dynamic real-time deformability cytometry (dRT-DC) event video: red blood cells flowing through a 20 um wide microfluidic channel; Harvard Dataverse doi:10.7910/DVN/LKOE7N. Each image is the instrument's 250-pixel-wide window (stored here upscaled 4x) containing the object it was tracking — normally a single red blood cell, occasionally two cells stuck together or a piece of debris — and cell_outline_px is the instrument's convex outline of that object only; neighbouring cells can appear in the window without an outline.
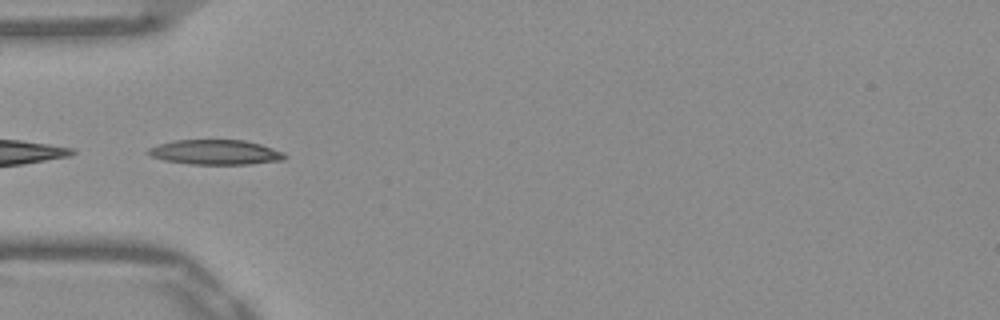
{"species": "Egyptian fruit bat (a non-hibernating species)", "species_latin": "Rousettus aegyptiacus", "temperature_condition": "warm", "stored_images_in_passage": 52, "segment_of_instrument_passage": [2, 2], "camera_frame_rate_fps": 3000, "um_per_image_px": 0.085, "frame": {"image": 1, "passage_image": 17, "time_ms": 5.333, "image_size_px": [1000, 320], "cell_outline_px": [[288, 156], [284, 160], [252, 164], [192, 164], [164, 160], [152, 156], [144, 152], [148, 148], [172, 140], [244, 140], [260, 144], [284, 152]], "centroid_in_image_um": [18.33, 12.94], "position_along_channel_um": 66.7, "area_um2": 19.83}}
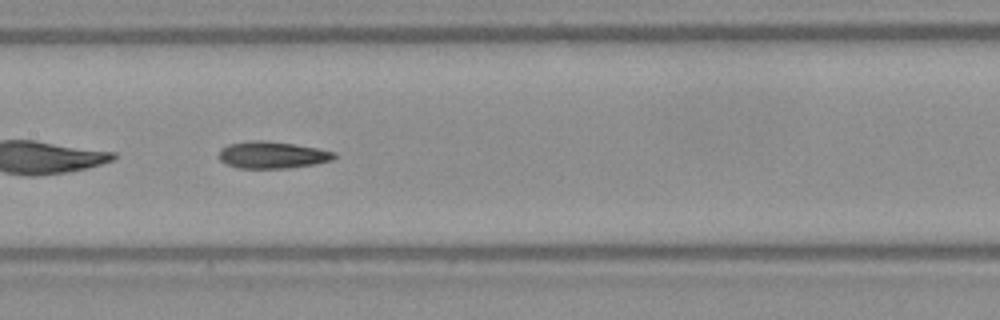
{"frame": {"image": 2, "passage_image": 26, "time_ms": 8.333, "image_size_px": [1000, 320], "cell_outline_px": [[336, 156], [332, 160], [316, 164], [288, 168], [240, 168], [224, 164], [216, 156], [220, 148], [228, 144], [248, 140], [264, 140], [292, 144], [316, 148], [336, 152]], "centroid_in_image_um": [23.08, 13.17], "position_along_channel_um": 184.3, "area_um2": 18.32}}
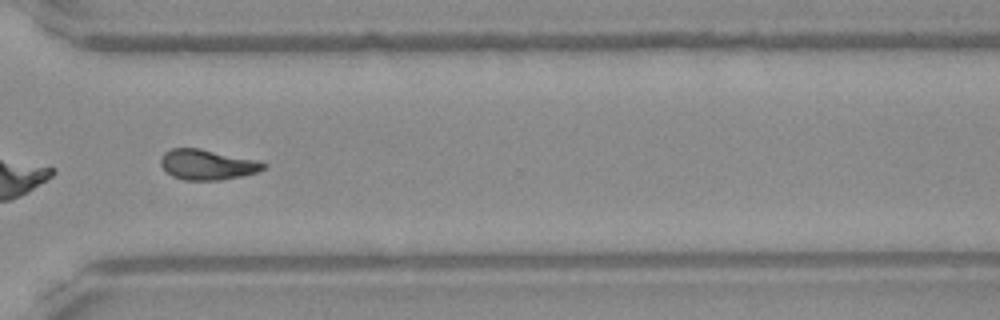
{"frame": {"image": 3, "passage_image": 39, "time_ms": 12.667, "image_size_px": [1000, 320], "cell_outline_px": [[268, 164], [264, 168], [256, 172], [240, 176], [220, 180], [184, 180], [172, 176], [160, 164], [160, 156], [164, 152], [172, 148], [200, 148], [252, 160]], "centroid_in_image_um": [17.54, 13.99], "position_along_channel_um": 353.1, "area_um2": 17.8}}